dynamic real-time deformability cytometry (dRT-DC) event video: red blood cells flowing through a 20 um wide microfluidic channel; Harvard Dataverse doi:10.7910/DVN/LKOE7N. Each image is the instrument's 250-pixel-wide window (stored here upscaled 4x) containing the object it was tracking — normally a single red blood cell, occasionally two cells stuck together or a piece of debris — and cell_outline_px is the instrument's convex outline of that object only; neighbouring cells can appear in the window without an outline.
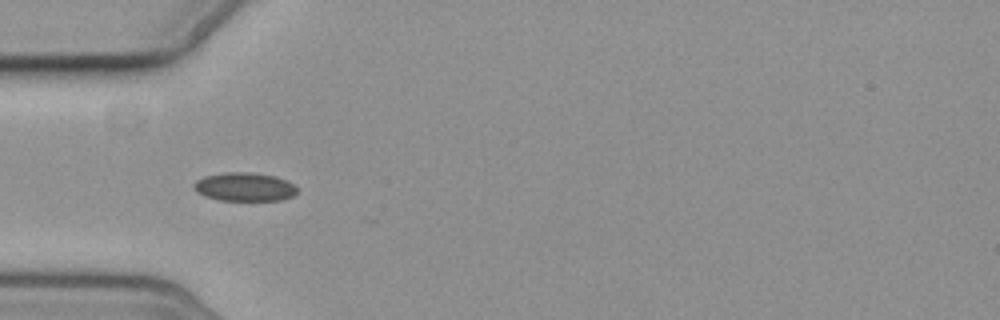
{"species": "common noctule bat (a hibernating species)", "species_latin": "Nyctalus noctula", "temperature_condition": "cold", "stored_images_in_passage": 10, "camera_frame_rate_fps": 3000, "um_per_image_px": 0.085, "animal": {"sex": "female", "body_mass_g": 19.3, "forearm_length_mm": 54.1}, "frame": {"image": 1, "passage_image": 1, "time_ms": 0.0, "image_size_px": [1000, 320], "cell_outline_px": [[296, 192], [292, 196], [284, 200], [220, 200], [204, 196], [196, 192], [192, 188], [192, 184], [196, 180], [204, 176], [228, 172], [252, 172], [276, 176], [288, 180], [296, 188]], "centroid_in_image_um": [20.75, 15.88], "position_along_channel_um": 64.2, "area_um2": 17.34}}
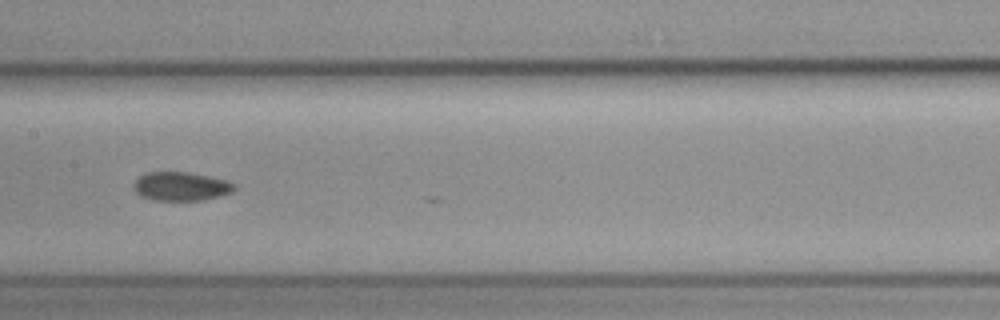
{"frame": {"image": 2, "passage_image": 4, "time_ms": 3.667, "image_size_px": [1000, 320], "cell_outline_px": [[236, 188], [232, 192], [204, 200], [152, 200], [140, 196], [132, 188], [132, 184], [144, 172], [188, 172], [228, 180], [236, 184]], "centroid_in_image_um": [15.37, 15.84], "position_along_channel_um": 192.0, "area_um2": 17.05}}
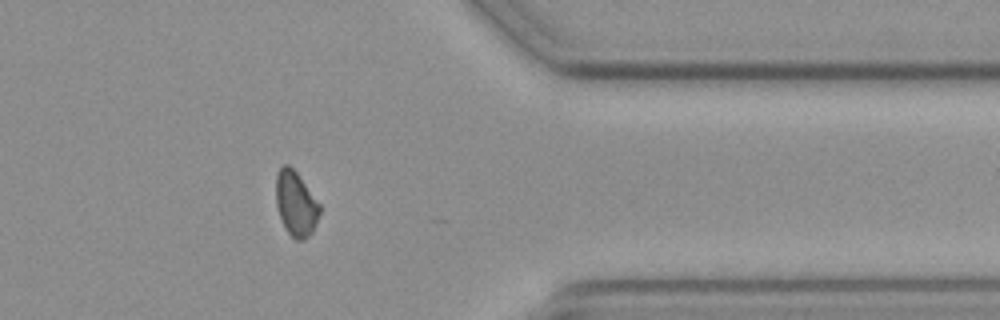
{"frame": {"image": 3, "passage_image": 9, "time_ms": 9.667, "image_size_px": [1000, 320], "cell_outline_px": [[320, 212], [316, 224], [312, 232], [304, 240], [296, 240], [288, 232], [280, 216], [276, 204], [276, 172], [284, 164], [288, 164], [296, 172], [320, 204]], "centroid_in_image_um": [25.14, 17.31], "position_along_channel_um": 386.3, "area_um2": 16.3}, "authors_computed_cell_mechanics": {"area_um2": 17.1377, "velocity_mm_per_s": 3.5343, "shape_relaxation_time_tau1_ms": null, "shape_relaxation_time_tau2_ms": 3.1933, "deformation_change_tau1": null, "deformation_change_tau2": 0.0504}}